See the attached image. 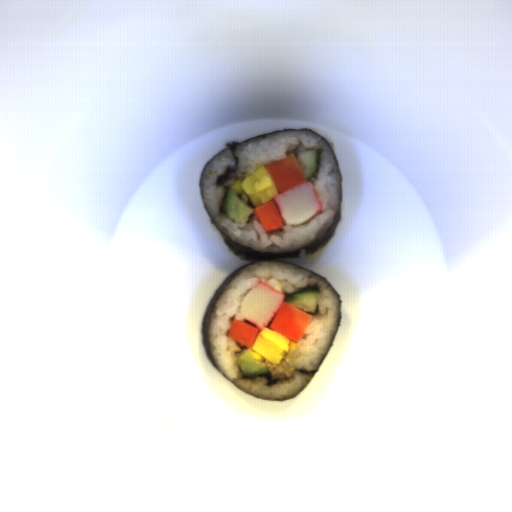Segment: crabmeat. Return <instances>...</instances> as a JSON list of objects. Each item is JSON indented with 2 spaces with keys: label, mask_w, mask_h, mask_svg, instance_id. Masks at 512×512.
Instances as JSON below:
<instances>
[{
  "label": "crabmeat",
  "mask_w": 512,
  "mask_h": 512,
  "mask_svg": "<svg viewBox=\"0 0 512 512\" xmlns=\"http://www.w3.org/2000/svg\"><path fill=\"white\" fill-rule=\"evenodd\" d=\"M285 299L279 290L260 281L244 295L240 314L254 327L263 330L270 325Z\"/></svg>",
  "instance_id": "ab03a17e"
},
{
  "label": "crabmeat",
  "mask_w": 512,
  "mask_h": 512,
  "mask_svg": "<svg viewBox=\"0 0 512 512\" xmlns=\"http://www.w3.org/2000/svg\"><path fill=\"white\" fill-rule=\"evenodd\" d=\"M284 226H296L310 221L323 208L311 181H304L273 197Z\"/></svg>",
  "instance_id": "f7934b28"
}]
</instances>
